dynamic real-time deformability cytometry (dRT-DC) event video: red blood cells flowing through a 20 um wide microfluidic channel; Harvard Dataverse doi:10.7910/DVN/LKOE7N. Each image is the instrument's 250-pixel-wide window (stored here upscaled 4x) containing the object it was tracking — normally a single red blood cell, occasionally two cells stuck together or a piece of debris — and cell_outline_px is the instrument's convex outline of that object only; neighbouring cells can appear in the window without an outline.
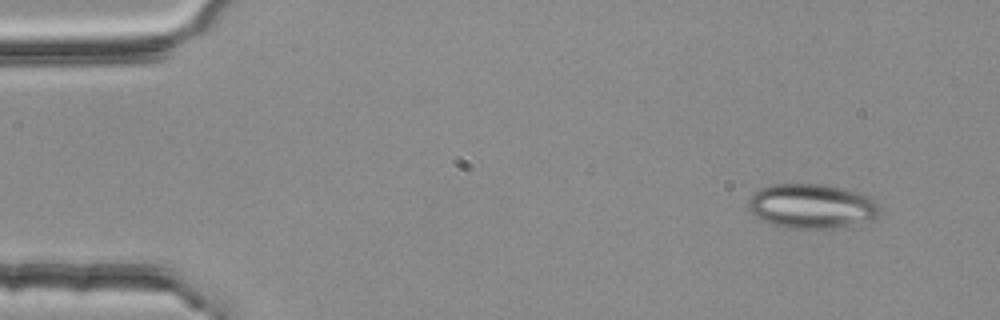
{"species": "common noctule bat (a hibernating species)", "species_latin": "Nyctalus noctula", "temperature_condition": "room temperature", "stored_images_in_passage": 4, "camera_frame_rate_fps": 3000, "um_per_image_px": 0.085, "animal": {"sex": "female", "body_mass_g": 25.1}, "frame": {"image": 1, "passage_image": 1, "time_ms": 0.0, "image_size_px": [1000, 320], "cell_outline_px": [[876, 216], [872, 220], [832, 228], [788, 228], [772, 224], [756, 216], [752, 212], [748, 204], [748, 200], [760, 188], [772, 184], [828, 184], [856, 192], [868, 196], [876, 200]], "centroid_in_image_um": [68.97, 17.51], "position_along_channel_um": 16.0, "area_um2": 33.58}}